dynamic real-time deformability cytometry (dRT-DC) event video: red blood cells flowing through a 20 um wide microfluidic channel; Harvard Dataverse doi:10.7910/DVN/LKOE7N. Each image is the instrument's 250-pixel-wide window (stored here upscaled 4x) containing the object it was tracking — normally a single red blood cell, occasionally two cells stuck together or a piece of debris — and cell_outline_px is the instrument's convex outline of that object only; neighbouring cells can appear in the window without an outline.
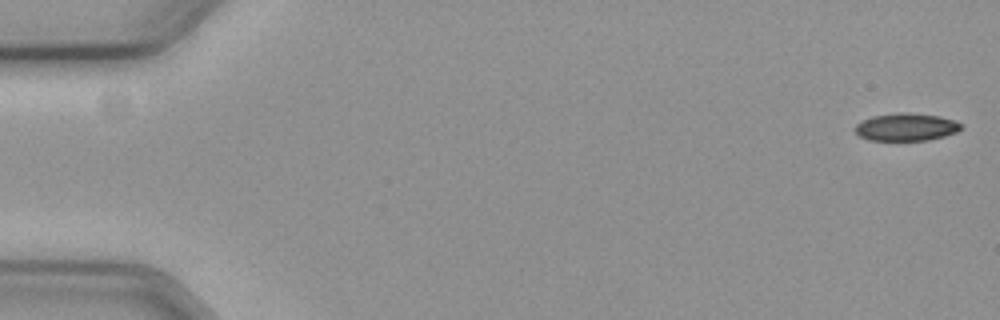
{"species": "common noctule bat (a hibernating species)", "species_latin": "Nyctalus noctula", "temperature_condition": "cold", "stored_images_in_passage": 56, "camera_frame_rate_fps": 3000, "um_per_image_px": 0.085, "animal": {"sex": "female", "body_mass_g": 19.3, "forearm_length_mm": 54.1}, "frame": {"image": 1, "passage_image": 1, "time_ms": 0.0, "image_size_px": [1000, 320], "cell_outline_px": [[964, 124], [956, 132], [944, 136], [928, 140], [868, 140], [860, 136], [856, 132], [856, 124], [872, 116], [900, 112], [940, 116], [956, 120]], "centroid_in_image_um": [77.06, 10.79], "position_along_channel_um": 7.9, "area_um2": 16.94}}
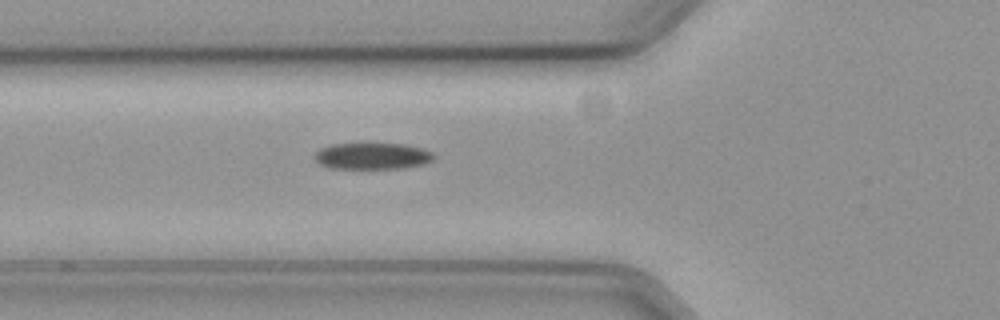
{"frame": {"image": 2, "passage_image": 21, "time_ms": 6.667, "image_size_px": [1000, 320], "cell_outline_px": [[436, 156], [432, 160], [424, 164], [404, 168], [328, 168], [320, 164], [312, 156], [320, 148], [332, 144], [404, 144], [420, 148], [432, 152]], "centroid_in_image_um": [31.63, 13.27], "position_along_channel_um": 94.2, "area_um2": 18.32}}
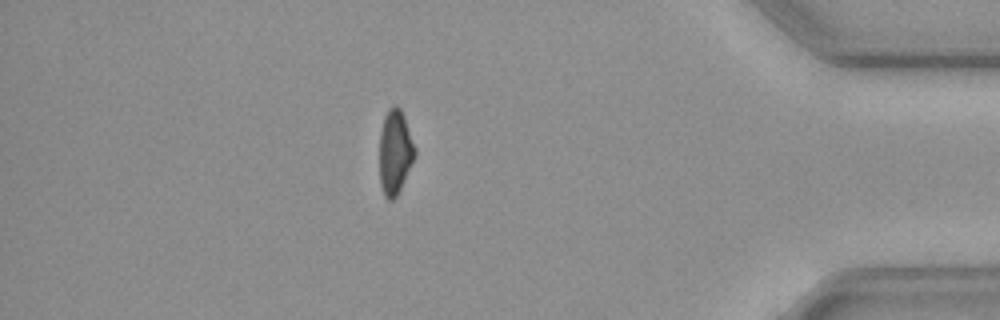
{"frame": {"image": 3, "passage_image": 50, "time_ms": 16.333, "image_size_px": [1000, 320], "cell_outline_px": [[416, 156], [396, 196], [392, 200], [388, 200], [384, 196], [380, 184], [380, 132], [384, 116], [388, 108], [392, 104], [396, 104], [400, 108], [404, 116], [416, 148]], "centroid_in_image_um": [33.58, 12.89], "position_along_channel_um": 401.6, "area_um2": 17.51}}